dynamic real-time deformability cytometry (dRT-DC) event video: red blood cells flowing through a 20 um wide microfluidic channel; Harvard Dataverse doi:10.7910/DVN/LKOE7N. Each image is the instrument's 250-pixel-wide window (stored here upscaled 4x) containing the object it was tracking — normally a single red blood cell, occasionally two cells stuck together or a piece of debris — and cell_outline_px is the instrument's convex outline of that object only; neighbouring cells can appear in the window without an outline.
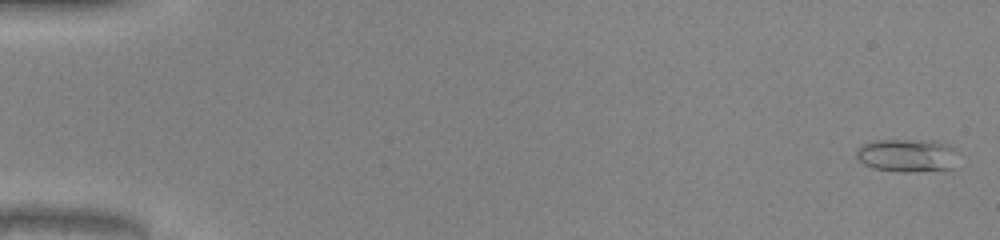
{"species": "common noctule bat (a hibernating species)", "species_latin": "Nyctalus noctula", "temperature_condition": "warm", "stored_images_in_passage": 51, "camera_frame_rate_fps": 3000, "um_per_image_px": 0.085, "animal": {"sex": "male", "body_mass_g": 20.0, "forearm_length_mm": 53.3}, "frame": {"image": 1, "passage_image": 2, "time_ms": 0.333, "image_size_px": [1000, 240], "cell_outline_px": [[956, 152], [952, 168], [908, 172], [904, 172], [872, 168], [864, 164], [856, 156], [856, 152], [864, 144], [876, 140], [928, 140], [948, 144]], "centroid_in_image_um": [77.08, 13.2], "position_along_channel_um": 7.9, "area_um2": 19.25}}
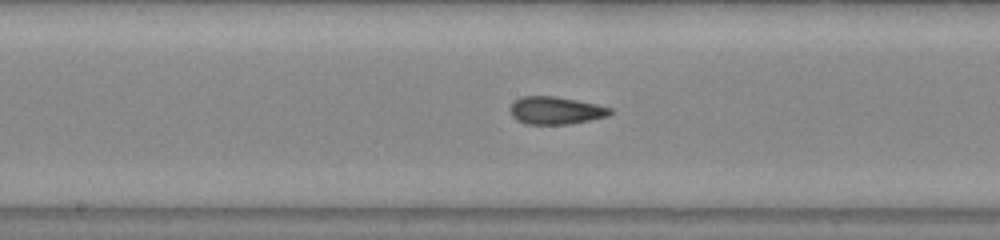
{"frame": {"image": 2, "passage_image": 28, "time_ms": 9.0, "image_size_px": [1000, 240], "cell_outline_px": [[612, 112], [608, 116], [568, 124], [524, 124], [516, 120], [512, 116], [508, 108], [520, 96], [556, 96], [596, 104], [612, 108]], "centroid_in_image_um": [47.19, 9.39], "position_along_channel_um": 201.0, "area_um2": 16.13}}
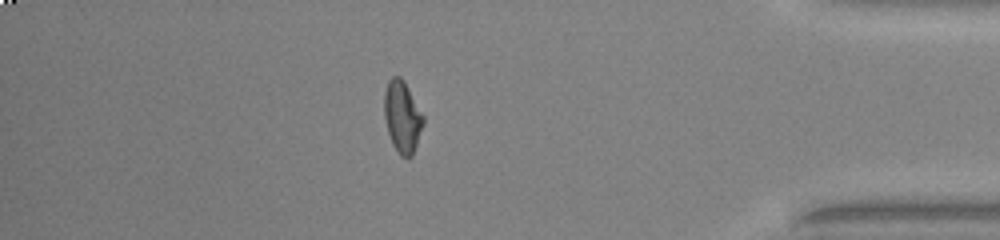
{"frame": {"image": 3, "passage_image": 45, "time_ms": 14.667, "image_size_px": [1000, 240], "cell_outline_px": [[424, 124], [412, 156], [408, 160], [400, 156], [392, 144], [388, 132], [384, 116], [384, 92], [388, 80], [392, 76], [400, 76], [404, 80], [424, 116]], "centroid_in_image_um": [34.19, 9.94], "position_along_channel_um": 401.0, "area_um2": 16.53}, "authors_computed_cell_mechanics": {"area_um2": 16.2418, "velocity_mm_per_s": 4.1441, "shape_relaxation_time_tau1_ms": null, "shape_relaxation_time_tau2_ms": 1.3349, "deformation_change_tau1": null, "deformation_change_tau2": 0.0877}}